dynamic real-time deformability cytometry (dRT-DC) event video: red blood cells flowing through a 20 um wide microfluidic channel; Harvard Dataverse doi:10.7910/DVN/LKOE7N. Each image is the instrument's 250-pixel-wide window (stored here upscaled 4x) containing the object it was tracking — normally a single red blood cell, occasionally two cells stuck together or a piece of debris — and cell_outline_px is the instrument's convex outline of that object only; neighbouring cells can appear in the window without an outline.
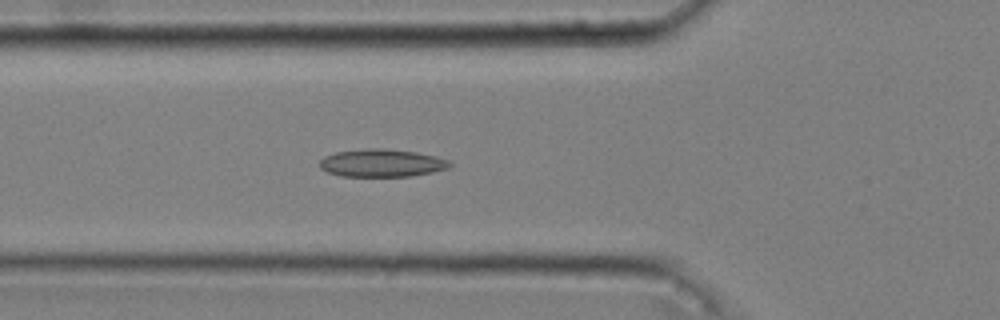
{"species": "common noctule bat (a hibernating species)", "species_latin": "Nyctalus noctula", "temperature_condition": "cold", "stored_images_in_passage": 40, "camera_frame_rate_fps": 3000, "um_per_image_px": 0.085, "animal": {"sex": "male", "body_mass_g": 20.4}, "frame": {"image": 1, "passage_image": 7, "time_ms": 2.0, "image_size_px": [1000, 320], "cell_outline_px": [[452, 164], [448, 168], [432, 172], [412, 176], [340, 176], [328, 172], [320, 168], [320, 160], [324, 156], [336, 152], [368, 148], [384, 148], [416, 152], [436, 156], [448, 160]], "centroid_in_image_um": [32.45, 13.85], "position_along_channel_um": 93.4, "area_um2": 21.04}}
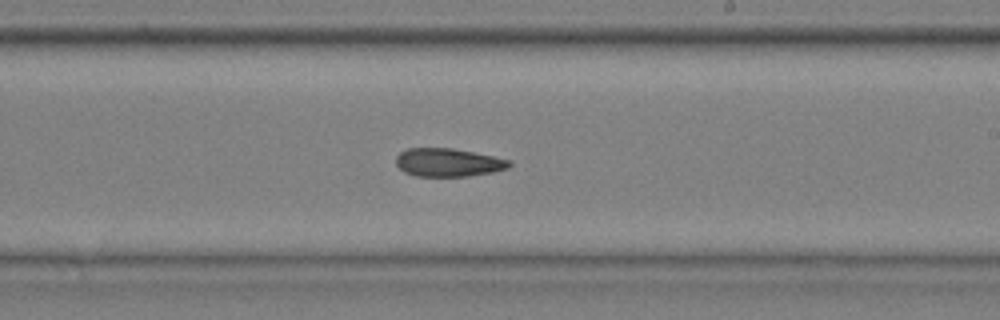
{"frame": {"image": 2, "passage_image": 20, "time_ms": 6.333, "image_size_px": [1000, 320], "cell_outline_px": [[512, 164], [508, 168], [492, 172], [468, 176], [416, 176], [404, 172], [396, 164], [396, 156], [400, 152], [408, 148], [452, 148], [512, 160]], "centroid_in_image_um": [38.09, 13.81], "position_along_channel_um": 250.9, "area_um2": 18.61}}
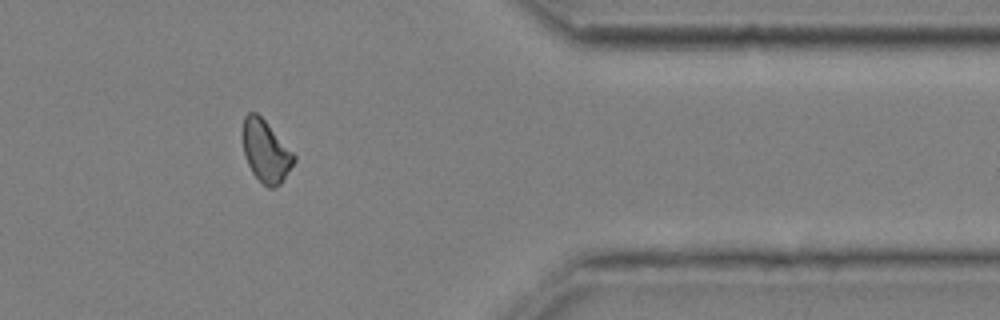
{"frame": {"image": 3, "passage_image": 33, "time_ms": 10.667, "image_size_px": [1000, 320], "cell_outline_px": [[296, 160], [280, 184], [272, 188], [268, 188], [252, 172], [244, 156], [244, 116], [248, 112], [256, 112], [264, 120], [296, 156]], "centroid_in_image_um": [22.6, 12.87], "position_along_channel_um": 388.8, "area_um2": 17.98}, "authors_computed_cell_mechanics": {"area_um2": 18.9873, "velocity_mm_per_s": 3.6344, "shape_relaxation_time_tau1_ms": null, "shape_relaxation_time_tau2_ms": 4.745, "deformation_change_tau1": null, "deformation_change_tau2": 0.1004}}